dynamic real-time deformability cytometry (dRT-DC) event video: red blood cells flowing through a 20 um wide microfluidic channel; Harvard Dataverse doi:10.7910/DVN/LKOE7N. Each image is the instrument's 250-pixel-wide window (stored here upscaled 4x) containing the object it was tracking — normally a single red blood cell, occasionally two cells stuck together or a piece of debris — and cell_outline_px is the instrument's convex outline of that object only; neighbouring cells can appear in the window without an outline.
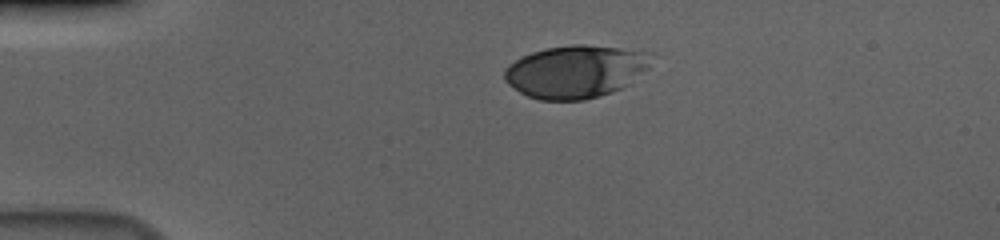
{"species": "human", "species_latin": "Homo sapiens", "temperature_condition": "cold", "stored_images_in_passage": 45, "camera_frame_rate_fps": 3000, "um_per_image_px": 0.085, "donor": {"sex": "male"}, "frame": {"image": 1, "passage_image": 1, "time_ms": 0.0, "image_size_px": [1000, 240], "cell_outline_px": [[648, 68], [628, 84], [612, 92], [600, 96], [584, 100], [540, 100], [528, 96], [520, 92], [508, 84], [504, 80], [504, 68], [508, 64], [532, 52], [548, 48], [572, 44], [584, 44], [620, 48], [640, 52], [648, 64]], "centroid_in_image_um": [48.81, 6.1], "position_along_channel_um": 36.2, "area_um2": 44.27}}
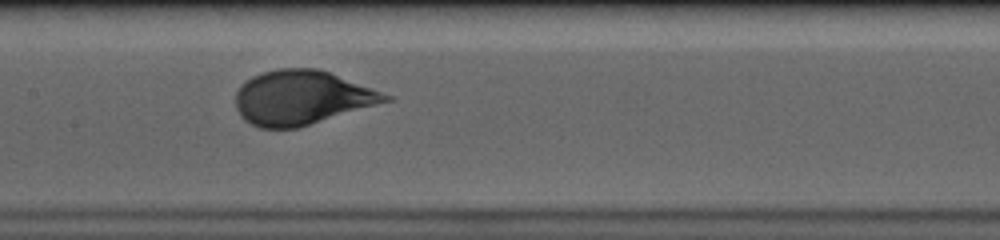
{"frame": {"image": 2, "passage_image": 17, "time_ms": 5.333, "image_size_px": [1000, 240], "cell_outline_px": [[396, 100], [296, 128], [260, 128], [244, 120], [240, 116], [236, 108], [236, 92], [240, 84], [252, 76], [264, 72], [280, 68], [316, 68], [328, 72], [392, 96]], "centroid_in_image_um": [25.64, 8.31], "position_along_channel_um": 181.8, "area_um2": 47.22}}
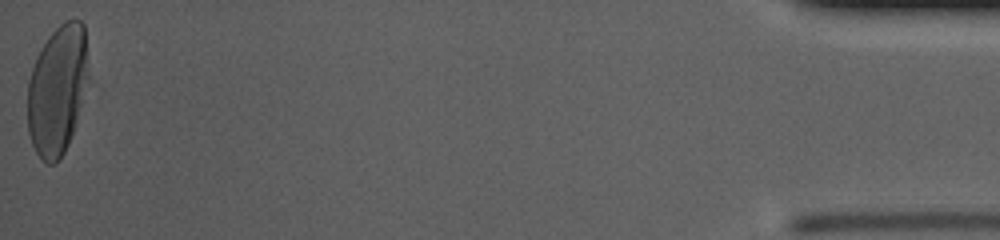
{"frame": {"image": 3, "passage_image": 45, "time_ms": 14.667, "image_size_px": [1000, 240], "cell_outline_px": [[88, 76], [76, 120], [68, 144], [60, 160], [56, 164], [48, 164], [40, 160], [32, 144], [28, 132], [28, 80], [36, 56], [40, 48], [48, 36], [64, 20], [80, 20], [84, 24]], "centroid_in_image_um": [4.84, 7.65], "position_along_channel_um": 430.4, "area_um2": 45.72}, "authors_computed_cell_mechanics": {"area_um2": 45.1418, "velocity_mm_per_s": 3.6272, "shape_relaxation_time_tau1_ms": 3.9202, "shape_relaxation_time_tau2_ms": null, "deformation_change_tau1": 0.1773, "deformation_change_tau2": null}}